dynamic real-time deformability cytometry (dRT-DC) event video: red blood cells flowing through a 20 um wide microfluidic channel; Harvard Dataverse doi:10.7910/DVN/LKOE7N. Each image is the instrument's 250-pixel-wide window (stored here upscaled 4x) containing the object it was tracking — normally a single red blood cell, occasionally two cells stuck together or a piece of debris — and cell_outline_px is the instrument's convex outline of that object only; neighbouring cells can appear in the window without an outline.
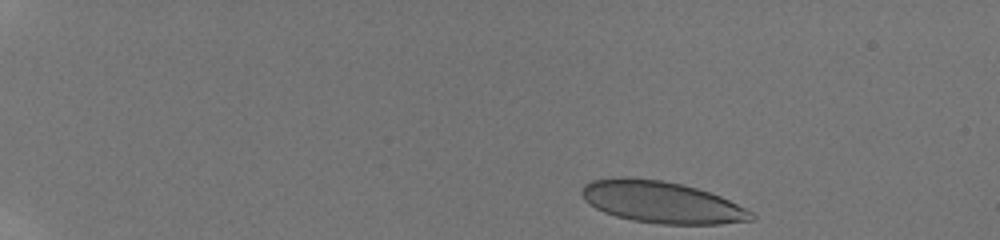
{"species": "human", "species_latin": "Homo sapiens", "temperature_condition": "room temperature", "stored_images_in_passage": 51, "camera_frame_rate_fps": 3000, "um_per_image_px": 0.085, "donor": {"sex": "male"}, "frame": {"image": 1, "passage_image": 1, "time_ms": 0.0, "image_size_px": [1000, 240], "cell_outline_px": [[756, 220], [720, 224], [664, 224], [632, 220], [616, 216], [604, 212], [596, 208], [584, 200], [580, 192], [584, 184], [592, 180], [620, 176], [624, 176], [664, 180], [684, 184], [720, 196], [752, 212], [756, 216]], "centroid_in_image_um": [56.22, 17.17], "position_along_channel_um": 28.8, "area_um2": 41.38}}
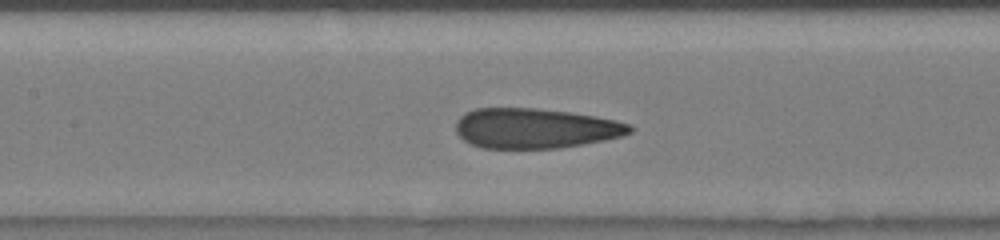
{"frame": {"image": 2, "passage_image": 26, "time_ms": 6.667, "image_size_px": [1000, 240], "cell_outline_px": [[632, 132], [620, 136], [604, 140], [560, 148], [480, 148], [464, 140], [456, 132], [456, 120], [464, 112], [476, 108], [536, 108], [568, 112], [596, 116], [616, 120], [632, 124]], "centroid_in_image_um": [45.48, 10.9], "position_along_channel_um": 161.9, "area_um2": 40.69}}
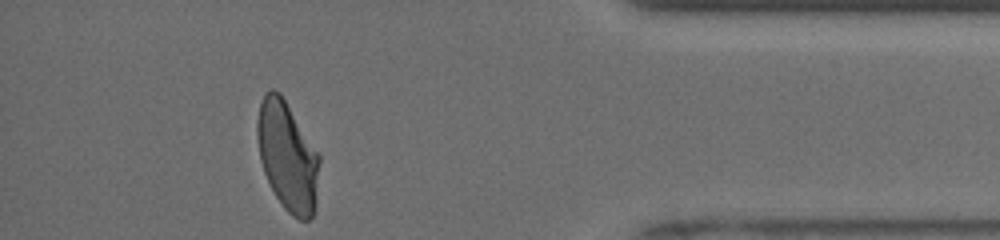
{"frame": {"image": 3, "passage_image": 49, "time_ms": 13.667, "image_size_px": [1000, 240], "cell_outline_px": [[320, 160], [316, 208], [312, 216], [308, 220], [300, 220], [292, 216], [284, 208], [276, 196], [264, 172], [260, 160], [256, 132], [256, 120], [260, 104], [264, 92], [272, 88], [280, 92], [320, 156]], "centroid_in_image_um": [24.43, 13.28], "position_along_channel_um": 410.8, "area_um2": 39.65}, "authors_computed_cell_mechanics": {"area_um2": 41.2114, "velocity_mm_per_s": 3.9438, "shape_relaxation_time_tau1_ms": 7.7963, "shape_relaxation_time_tau2_ms": 0.8587, "deformation_change_tau1": 0.2179, "deformation_change_tau2": 0.0676}}